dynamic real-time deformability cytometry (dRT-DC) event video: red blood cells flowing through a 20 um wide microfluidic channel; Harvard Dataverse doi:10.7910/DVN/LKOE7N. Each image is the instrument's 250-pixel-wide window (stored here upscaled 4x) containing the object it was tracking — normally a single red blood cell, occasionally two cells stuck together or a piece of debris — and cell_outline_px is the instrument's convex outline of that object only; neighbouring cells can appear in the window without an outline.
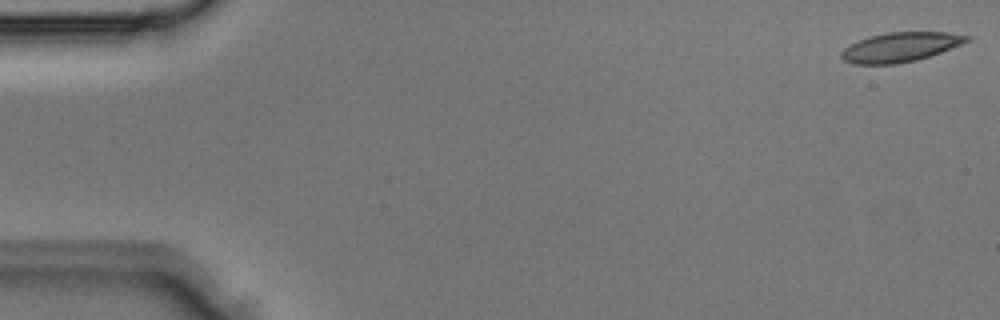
{"species": "Egyptian fruit bat (a non-hibernating species)", "species_latin": "Rousettus aegyptiacus", "temperature_condition": "room temperature", "stored_images_in_passage": 3, "camera_frame_rate_fps": 3000, "um_per_image_px": 0.085, "animal": {"sex": "male"}, "frame": {"image": 1, "passage_image": 1, "time_ms": 0.0, "image_size_px": [1000, 320], "cell_outline_px": [[972, 36], [968, 40], [960, 44], [940, 52], [916, 60], [896, 64], [856, 64], [844, 60], [840, 56], [840, 52], [844, 48], [860, 40], [872, 36], [888, 32], [948, 32]], "centroid_in_image_um": [76.52, 4.0], "position_along_channel_um": 8.5, "area_um2": 21.15}}